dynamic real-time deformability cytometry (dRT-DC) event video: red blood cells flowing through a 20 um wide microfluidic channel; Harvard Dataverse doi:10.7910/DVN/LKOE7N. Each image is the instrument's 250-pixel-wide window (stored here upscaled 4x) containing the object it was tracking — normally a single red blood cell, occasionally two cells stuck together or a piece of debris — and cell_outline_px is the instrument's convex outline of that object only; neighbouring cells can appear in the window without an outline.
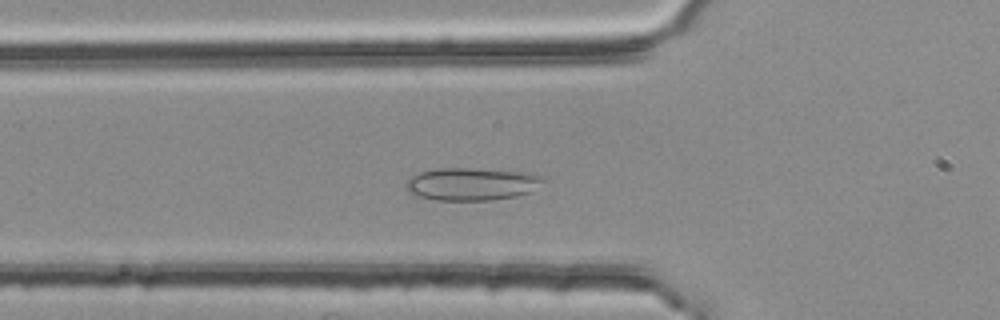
{"species": "common noctule bat (a hibernating species)", "species_latin": "Nyctalus noctula", "temperature_condition": "room temperature", "stored_images_in_passage": 47, "camera_frame_rate_fps": 3000, "um_per_image_px": 0.085, "animal": {"sex": "female", "body_mass_g": 25.1}, "frame": {"image": 1, "passage_image": 14, "time_ms": 4.333, "image_size_px": [1000, 320], "cell_outline_px": [[548, 180], [532, 192], [516, 196], [492, 200], [436, 200], [420, 196], [408, 192], [408, 180], [412, 176], [420, 172], [436, 168], [472, 168], [528, 172], [540, 176]], "centroid_in_image_um": [40.18, 15.63], "position_along_channel_um": 85.6, "area_um2": 26.18}}
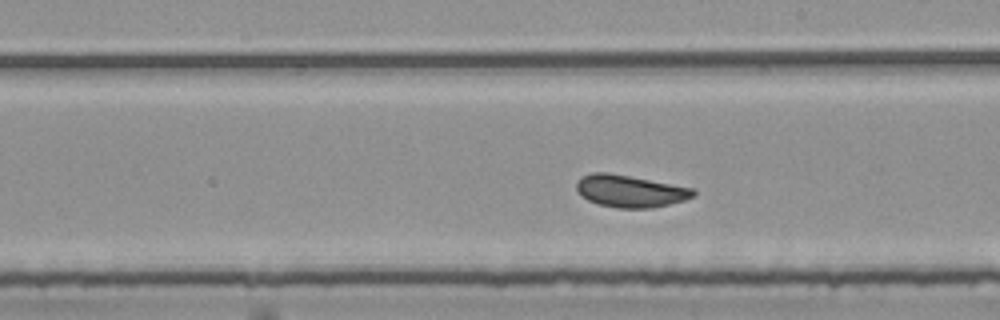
{"frame": {"image": 2, "passage_image": 26, "time_ms": 8.333, "image_size_px": [1000, 320], "cell_outline_px": [[696, 192], [692, 196], [684, 200], [652, 208], [616, 208], [600, 204], [588, 200], [580, 196], [576, 188], [576, 184], [580, 176], [592, 172], [608, 172], [696, 188]], "centroid_in_image_um": [53.54, 16.23], "position_along_channel_um": 235.5, "area_um2": 22.02}}
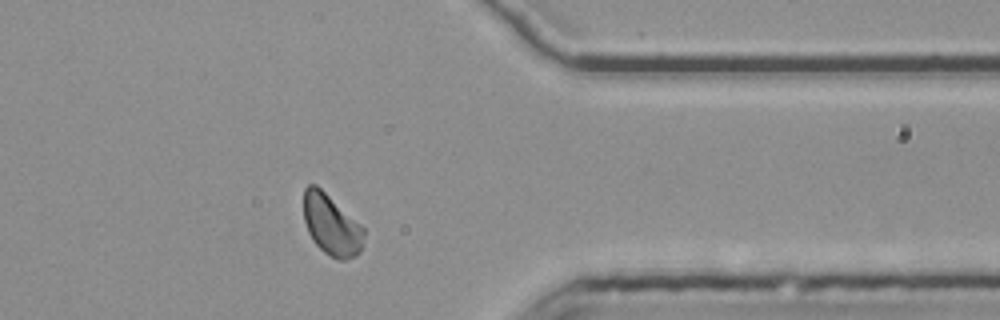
{"frame": {"image": 3, "passage_image": 39, "time_ms": 12.667, "image_size_px": [1000, 320], "cell_outline_px": [[364, 244], [360, 252], [356, 256], [344, 260], [340, 260], [328, 256], [312, 240], [308, 232], [304, 220], [304, 188], [308, 184], [316, 184], [360, 224], [364, 228]], "centroid_in_image_um": [28.17, 19.14], "position_along_channel_um": 383.2, "area_um2": 21.39}, "authors_computed_cell_mechanics": {"area_um2": 21.9062, "velocity_mm_per_s": 3.7372, "shape_relaxation_time_tau1_ms": 8.1236, "shape_relaxation_time_tau2_ms": 0.9883, "deformation_change_tau1": 0.0803, "deformation_change_tau2": 0.0728}}